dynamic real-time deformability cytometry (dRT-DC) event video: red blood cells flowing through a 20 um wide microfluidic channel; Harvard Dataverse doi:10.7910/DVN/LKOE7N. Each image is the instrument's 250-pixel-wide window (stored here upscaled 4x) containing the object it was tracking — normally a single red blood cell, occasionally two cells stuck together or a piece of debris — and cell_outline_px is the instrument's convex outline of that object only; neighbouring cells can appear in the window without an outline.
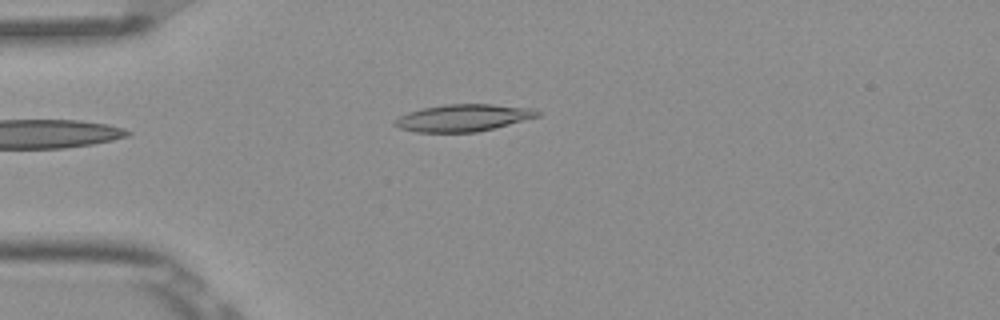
{"species": "Egyptian fruit bat (a non-hibernating species)", "species_latin": "Rousettus aegyptiacus", "temperature_condition": "room temperature", "stored_images_in_passage": 4, "camera_frame_rate_fps": 3000, "um_per_image_px": 0.085, "frame": {"image": 1, "passage_image": 4, "time_ms": 1.0, "image_size_px": [1000, 320], "cell_outline_px": [[540, 116], [476, 132], [416, 132], [400, 128], [392, 124], [392, 120], [408, 112], [424, 108], [444, 104], [492, 104], [532, 108], [540, 112]], "centroid_in_image_um": [39.33, 10.01], "position_along_channel_um": 45.7, "area_um2": 22.37}}